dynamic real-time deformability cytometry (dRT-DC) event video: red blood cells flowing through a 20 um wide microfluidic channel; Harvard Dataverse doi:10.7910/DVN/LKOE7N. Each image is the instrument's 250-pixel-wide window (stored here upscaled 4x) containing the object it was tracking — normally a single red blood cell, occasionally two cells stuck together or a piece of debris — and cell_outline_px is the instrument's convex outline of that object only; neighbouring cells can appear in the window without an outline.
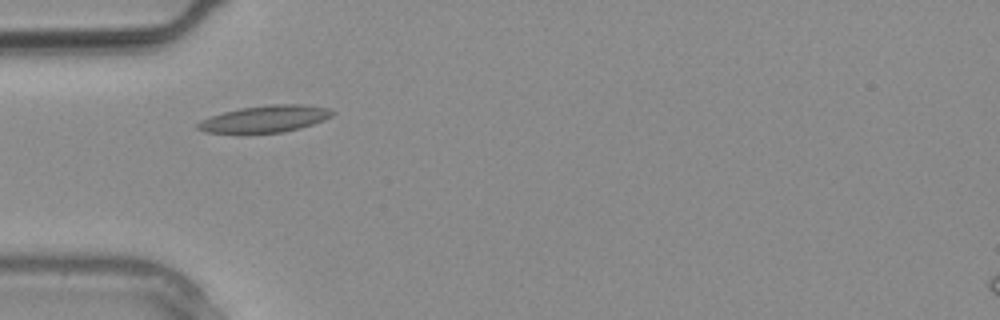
{"species": "common noctule bat (a hibernating species)", "species_latin": "Nyctalus noctula", "temperature_condition": "warm", "stored_images_in_passage": 1, "camera_frame_rate_fps": 3000, "um_per_image_px": 0.085, "animal": {"sex": "male", "body_mass_g": 20.4}, "frame": {"image": 1, "passage_image": 1, "time_ms": 0.0, "image_size_px": [1000, 320], "cell_outline_px": [[336, 112], [332, 116], [324, 120], [300, 128], [284, 132], [240, 136], [236, 136], [204, 132], [196, 128], [196, 124], [200, 120], [224, 112], [240, 108], [268, 104], [304, 104], [328, 108]], "centroid_in_image_um": [22.45, 10.15], "position_along_channel_um": 62.5, "area_um2": 22.08}}